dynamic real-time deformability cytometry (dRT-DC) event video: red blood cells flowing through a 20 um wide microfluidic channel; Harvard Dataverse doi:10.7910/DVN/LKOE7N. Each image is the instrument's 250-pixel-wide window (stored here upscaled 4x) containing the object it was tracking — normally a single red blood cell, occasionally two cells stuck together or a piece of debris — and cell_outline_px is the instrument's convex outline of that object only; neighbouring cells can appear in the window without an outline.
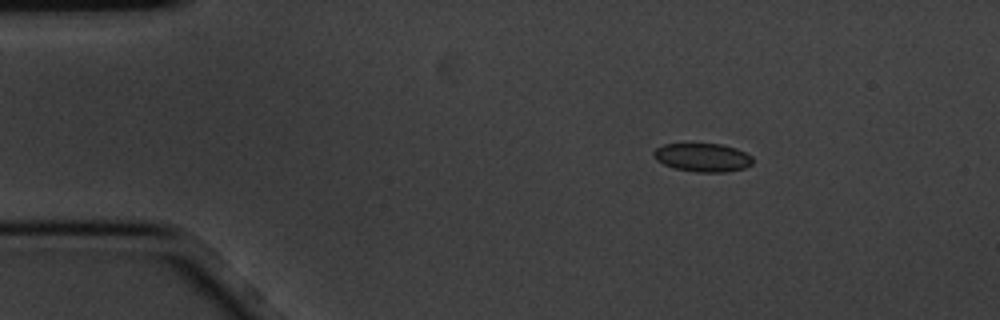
{"species": "common noctule bat (a hibernating species)", "species_latin": "Nyctalus noctula", "temperature_condition": "cold", "stored_images_in_passage": 4, "camera_frame_rate_fps": 3000, "um_per_image_px": 0.085, "animal": {"sex": "male", "body_mass_g": 20.1, "forearm_length_mm": 53.5}, "frame": {"image": 1, "passage_image": 2, "time_ms": 0.333, "image_size_px": [1000, 320], "cell_outline_px": [[752, 164], [744, 168], [724, 172], [696, 172], [676, 168], [664, 164], [656, 160], [652, 152], [656, 148], [664, 144], [720, 144], [736, 148], [752, 156]], "centroid_in_image_um": [59.72, 13.38], "position_along_channel_um": 25.3, "area_um2": 16.3}}
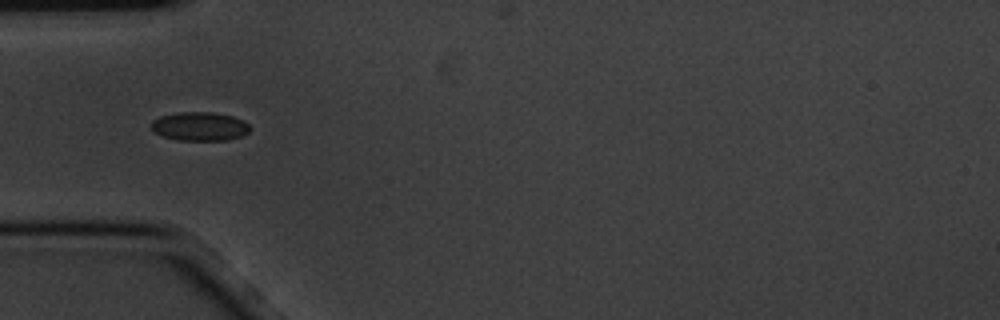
{"frame": {"image": 2, "passage_image": 4, "time_ms": 1.0, "image_size_px": [1000, 320], "cell_outline_px": [[252, 128], [248, 132], [240, 136], [228, 140], [176, 140], [152, 132], [148, 124], [152, 120], [160, 116], [180, 112], [212, 112], [232, 116], [244, 120]], "centroid_in_image_um": [16.94, 10.74], "position_along_channel_um": 68.1, "area_um2": 16.76}}